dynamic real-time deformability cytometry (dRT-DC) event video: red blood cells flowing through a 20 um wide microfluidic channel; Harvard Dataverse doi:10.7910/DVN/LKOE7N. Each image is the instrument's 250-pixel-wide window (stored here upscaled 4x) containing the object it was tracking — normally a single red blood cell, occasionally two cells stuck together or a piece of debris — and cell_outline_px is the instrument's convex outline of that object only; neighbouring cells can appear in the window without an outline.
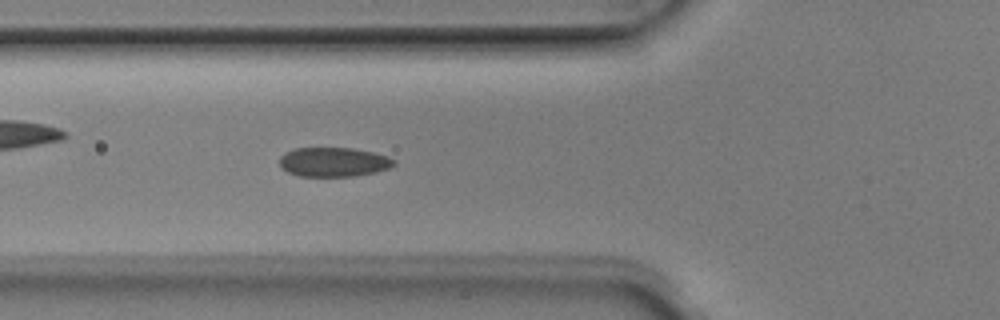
{"species": "Egyptian fruit bat (a non-hibernating species)", "species_latin": "Rousettus aegyptiacus", "temperature_condition": "room temperature", "stored_images_in_passage": 42, "camera_frame_rate_fps": 3000, "um_per_image_px": 0.085, "animal": {"sex": "male"}, "frame": {"image": 1, "passage_image": 13, "time_ms": 4.0, "image_size_px": [1000, 320], "cell_outline_px": [[396, 164], [388, 168], [376, 172], [352, 176], [300, 176], [288, 172], [280, 168], [280, 156], [284, 152], [292, 148], [352, 148], [372, 152], [388, 156], [396, 160]], "centroid_in_image_um": [28.33, 13.76], "position_along_channel_um": 97.5, "area_um2": 19.65}}
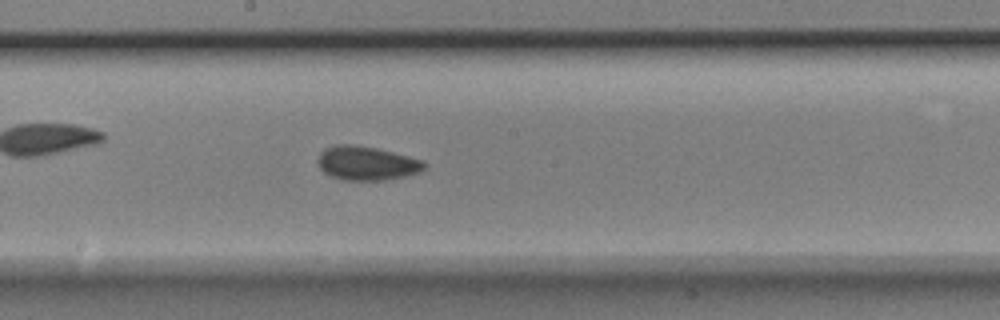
{"frame": {"image": 2, "passage_image": 22, "time_ms": 7.0, "image_size_px": [1000, 320], "cell_outline_px": [[428, 164], [420, 172], [408, 176], [384, 180], [344, 180], [332, 176], [324, 172], [320, 168], [316, 160], [320, 152], [324, 148], [336, 144], [352, 144], [376, 148], [424, 160]], "centroid_in_image_um": [31.17, 13.87], "position_along_channel_um": 217.0, "area_um2": 21.27}}
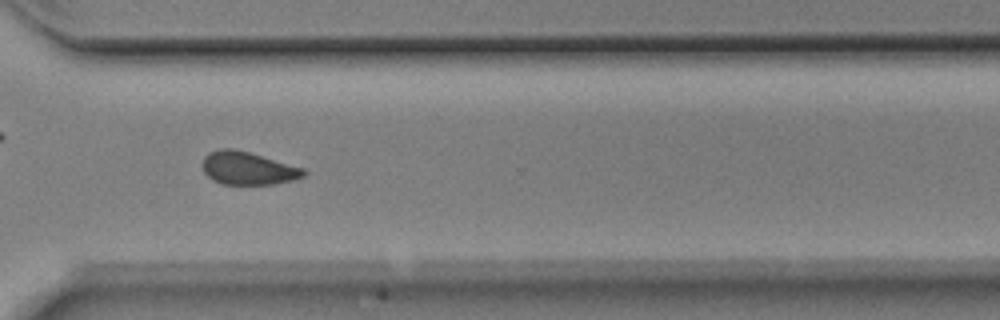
{"frame": {"image": 3, "passage_image": 32, "time_ms": 10.333, "image_size_px": [1000, 320], "cell_outline_px": [[308, 172], [304, 176], [292, 180], [272, 184], [220, 184], [212, 180], [204, 172], [200, 164], [204, 156], [208, 152], [220, 148], [232, 148], [248, 152], [304, 168]], "centroid_in_image_um": [21.02, 14.3], "position_along_channel_um": 349.6, "area_um2": 19.54}, "authors_computed_cell_mechanics": {"area_um2": 19.7965, "velocity_mm_per_s": 3.982, "shape_relaxation_time_tau1_ms": 2.6018, "shape_relaxation_time_tau2_ms": 3.4101, "deformation_change_tau1": 0.0725, "deformation_change_tau2": 0.0513}}